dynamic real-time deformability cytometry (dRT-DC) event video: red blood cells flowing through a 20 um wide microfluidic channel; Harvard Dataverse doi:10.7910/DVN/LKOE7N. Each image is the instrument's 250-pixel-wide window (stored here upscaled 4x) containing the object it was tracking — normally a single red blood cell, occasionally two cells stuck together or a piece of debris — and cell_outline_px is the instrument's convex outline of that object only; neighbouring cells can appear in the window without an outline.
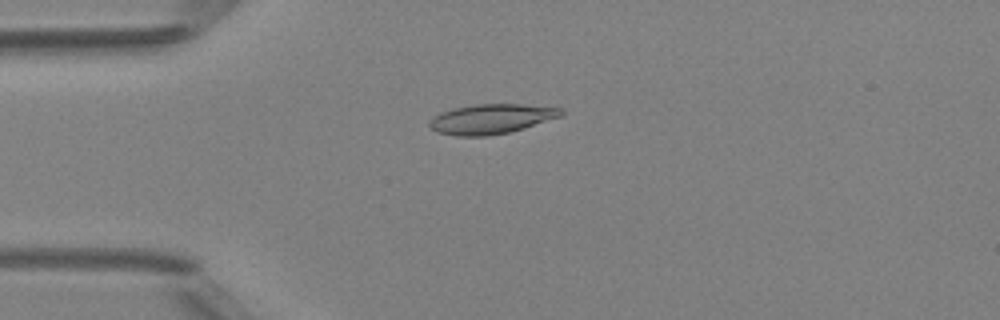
{"species": "Egyptian fruit bat (a non-hibernating species)", "species_latin": "Rousettus aegyptiacus", "temperature_condition": "room temperature", "stored_images_in_passage": 34, "camera_frame_rate_fps": 3000, "um_per_image_px": 0.085, "animal": {"sex": "female"}, "frame": {"image": 1, "passage_image": 4, "time_ms": 1.0, "image_size_px": [1000, 320], "cell_outline_px": [[564, 112], [560, 116], [524, 128], [508, 132], [488, 136], [456, 136], [436, 132], [428, 124], [432, 116], [440, 112], [456, 108], [476, 104], [520, 104], [564, 108]], "centroid_in_image_um": [41.73, 10.11], "position_along_channel_um": 43.3, "area_um2": 22.77}}
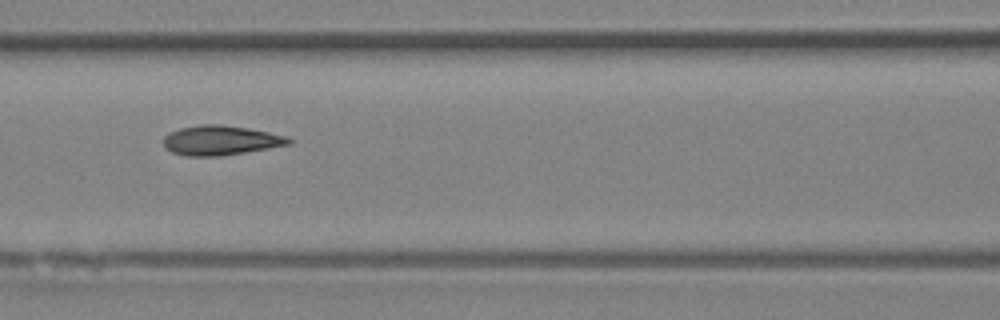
{"frame": {"image": 2, "passage_image": 13, "time_ms": 4.0, "image_size_px": [1000, 320], "cell_outline_px": [[292, 144], [220, 156], [188, 156], [172, 152], [164, 144], [164, 136], [168, 132], [180, 128], [200, 124], [224, 124], [248, 128], [288, 136], [292, 140]], "centroid_in_image_um": [18.77, 11.91], "position_along_channel_um": 147.8, "area_um2": 21.62}}
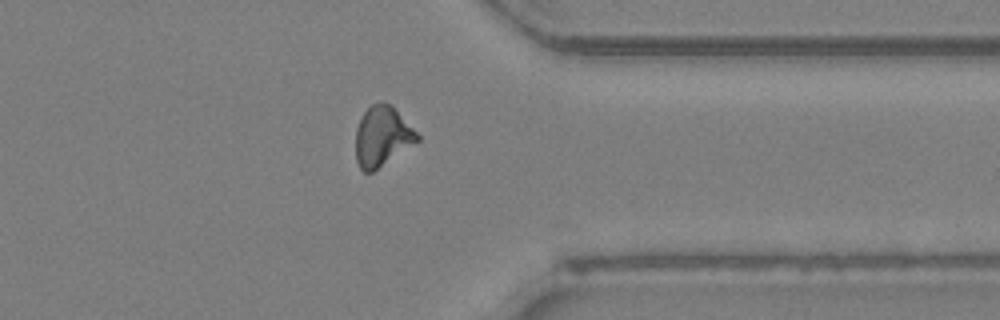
{"frame": {"image": 3, "passage_image": 30, "time_ms": 9.667, "image_size_px": [1000, 320], "cell_outline_px": [[420, 140], [372, 172], [364, 172], [360, 168], [356, 160], [356, 128], [364, 112], [372, 104], [380, 100], [392, 104], [420, 136]], "centroid_in_image_um": [32.49, 11.56], "position_along_channel_um": 378.9, "area_um2": 21.5}, "authors_computed_cell_mechanics": {"area_um2": 21.2704, "velocity_mm_per_s": 4.1966, "shape_relaxation_time_tau1_ms": 5.2916, "shape_relaxation_time_tau2_ms": 1.723, "deformation_change_tau1": 0.147, "deformation_change_tau2": 0.0793}}